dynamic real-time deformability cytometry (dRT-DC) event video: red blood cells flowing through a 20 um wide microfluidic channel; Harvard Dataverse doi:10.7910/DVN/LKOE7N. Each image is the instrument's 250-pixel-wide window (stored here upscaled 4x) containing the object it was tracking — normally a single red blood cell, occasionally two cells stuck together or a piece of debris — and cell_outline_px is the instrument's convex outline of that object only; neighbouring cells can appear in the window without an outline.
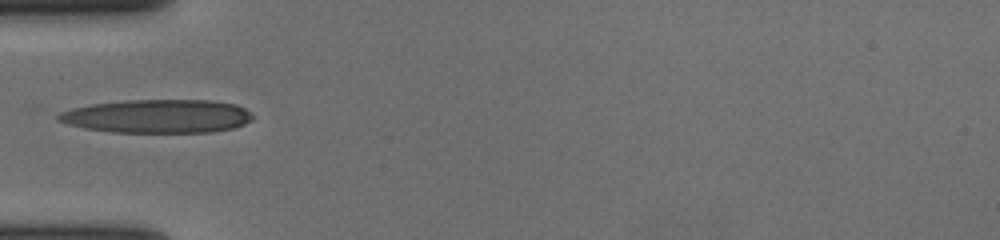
{"species": "human", "species_latin": "Homo sapiens", "temperature_condition": "cold", "stored_images_in_passage": 38, "camera_frame_rate_fps": 3000, "um_per_image_px": 0.085, "donor": {"sex": "female"}, "frame": {"image": 1, "passage_image": 1, "time_ms": 0.0, "image_size_px": [1000, 240], "cell_outline_px": [[256, 116], [252, 120], [244, 124], [232, 128], [208, 132], [112, 132], [84, 128], [68, 124], [56, 120], [56, 116], [60, 112], [72, 108], [92, 104], [124, 100], [212, 100], [236, 104], [252, 112]], "centroid_in_image_um": [13.4, 9.87], "position_along_channel_um": 71.6, "area_um2": 38.15}}
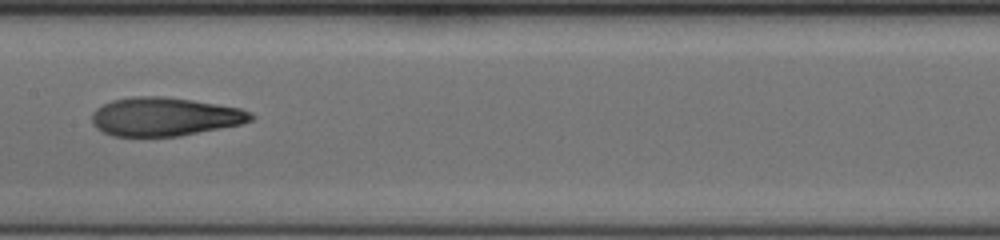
{"frame": {"image": 2, "passage_image": 11, "time_ms": 3.333, "image_size_px": [1000, 240], "cell_outline_px": [[256, 116], [252, 120], [240, 124], [180, 136], [112, 136], [96, 128], [92, 124], [92, 112], [96, 108], [112, 100], [132, 96], [164, 96], [192, 100], [240, 108], [252, 112]], "centroid_in_image_um": [13.99, 9.91], "position_along_channel_um": 193.4, "area_um2": 35.78}}
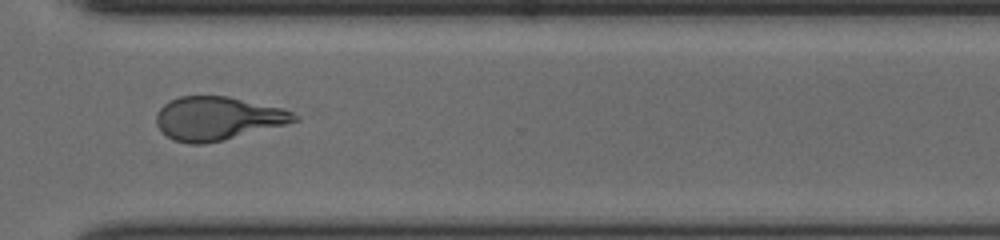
{"frame": {"image": 3, "passage_image": 24, "time_ms": 7.667, "image_size_px": [1000, 240], "cell_outline_px": [[300, 120], [224, 140], [204, 144], [192, 144], [172, 140], [156, 124], [156, 112], [168, 100], [180, 96], [228, 96], [284, 108], [300, 116]], "centroid_in_image_um": [18.49, 10.05], "position_along_channel_um": 352.1, "area_um2": 34.97}, "authors_computed_cell_mechanics": {"area_um2": 35.8938, "velocity_mm_per_s": 3.6452, "shape_relaxation_time_tau1_ms": 3.6741, "shape_relaxation_time_tau2_ms": 3.2625, "deformation_change_tau1": 0.2174, "deformation_change_tau2": 0.1006}}